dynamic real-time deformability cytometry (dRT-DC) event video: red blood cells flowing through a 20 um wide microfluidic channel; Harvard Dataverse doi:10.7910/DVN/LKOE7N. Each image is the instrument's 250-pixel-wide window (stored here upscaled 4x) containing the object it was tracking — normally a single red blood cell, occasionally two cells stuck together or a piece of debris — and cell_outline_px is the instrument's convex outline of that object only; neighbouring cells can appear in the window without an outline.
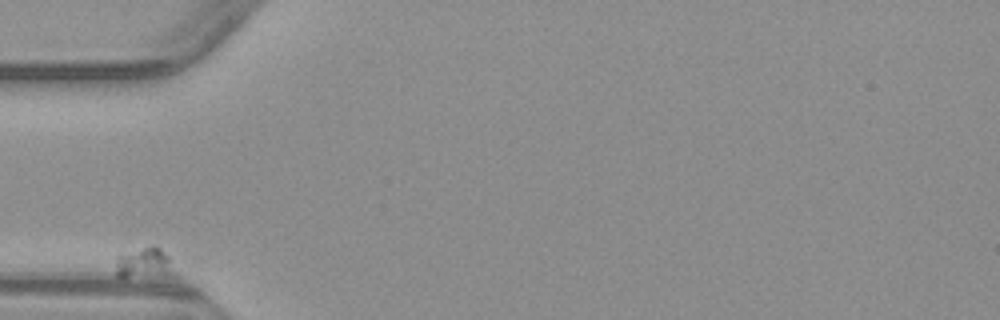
{"species": "common noctule bat (a hibernating species)", "species_latin": "Nyctalus noctula", "temperature_condition": "warm", "stored_images_in_passage": 3, "camera_frame_rate_fps": 3000, "um_per_image_px": 0.085, "animal": {"sex": "male", "body_mass_g": 23.1, "forearm_length_mm": 52.7}, "frame": {"image": 1, "passage_image": 1, "time_ms": 0.0, "image_size_px": [1000, 320], "cell_outline_px": [[176, 276], [116, 276], [116, 260], [120, 256], [152, 244], [156, 244], [168, 256]], "centroid_in_image_um": [12.32, 22.36], "position_along_channel_um": 72.7, "area_um2": 10.29}}